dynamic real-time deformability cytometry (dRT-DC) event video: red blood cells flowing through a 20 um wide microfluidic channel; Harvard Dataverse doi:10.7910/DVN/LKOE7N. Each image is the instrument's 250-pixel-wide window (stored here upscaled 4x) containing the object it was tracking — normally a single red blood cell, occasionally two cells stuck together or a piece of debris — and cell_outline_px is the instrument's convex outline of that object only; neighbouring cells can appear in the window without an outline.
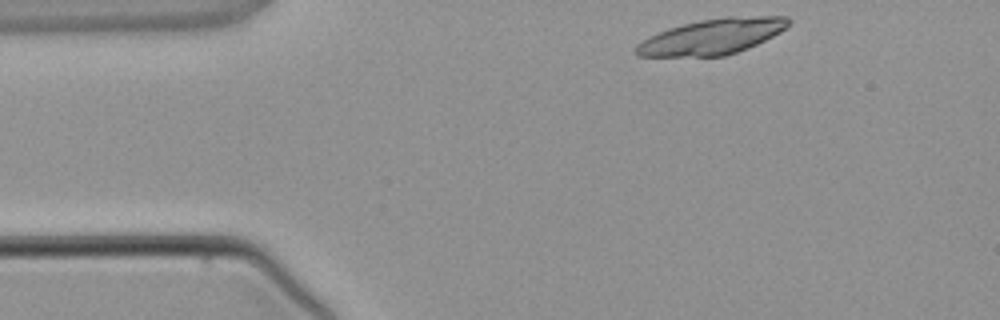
{"species": "common noctule bat (a hibernating species)", "species_latin": "Nyctalus noctula", "temperature_condition": "warm", "stored_images_in_passage": 2, "camera_frame_rate_fps": 3000, "um_per_image_px": 0.085, "animal": {"sex": "male", "body_mass_g": 21.5, "forearm_length_mm": 52.0}, "frame": {"image": 1, "passage_image": 1, "time_ms": 0.0, "image_size_px": [1000, 320], "cell_outline_px": [[792, 20], [780, 32], [748, 48], [724, 56], [636, 56], [636, 44], [668, 28], [700, 20], [724, 16], [788, 16]], "centroid_in_image_um": [60.56, 3.1], "position_along_channel_um": 24.4, "area_um2": 31.21}}